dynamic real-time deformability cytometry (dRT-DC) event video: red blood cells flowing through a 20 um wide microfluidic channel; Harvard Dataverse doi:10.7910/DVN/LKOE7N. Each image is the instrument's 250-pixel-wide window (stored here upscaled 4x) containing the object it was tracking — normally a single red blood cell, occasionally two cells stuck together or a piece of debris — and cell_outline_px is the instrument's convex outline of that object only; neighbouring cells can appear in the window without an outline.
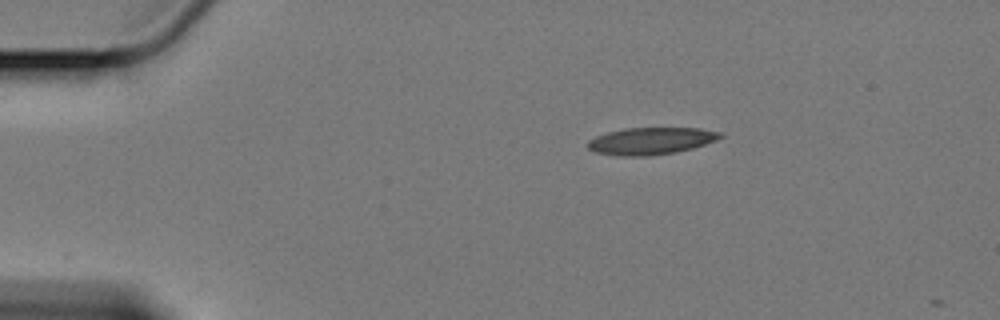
{"species": "Egyptian fruit bat (a non-hibernating species)", "species_latin": "Rousettus aegyptiacus", "temperature_condition": "cold", "stored_images_in_passage": 5, "camera_frame_rate_fps": 3000, "um_per_image_px": 0.085, "animal": {"sex": "female"}, "frame": {"image": 1, "passage_image": 1, "time_ms": 0.0, "image_size_px": [1000, 320], "cell_outline_px": [[724, 136], [716, 140], [692, 148], [676, 152], [648, 156], [620, 156], [596, 152], [588, 148], [588, 140], [596, 136], [608, 132], [624, 128], [700, 128], [724, 132]], "centroid_in_image_um": [55.36, 11.97], "position_along_channel_um": 29.6, "area_um2": 20.92}}